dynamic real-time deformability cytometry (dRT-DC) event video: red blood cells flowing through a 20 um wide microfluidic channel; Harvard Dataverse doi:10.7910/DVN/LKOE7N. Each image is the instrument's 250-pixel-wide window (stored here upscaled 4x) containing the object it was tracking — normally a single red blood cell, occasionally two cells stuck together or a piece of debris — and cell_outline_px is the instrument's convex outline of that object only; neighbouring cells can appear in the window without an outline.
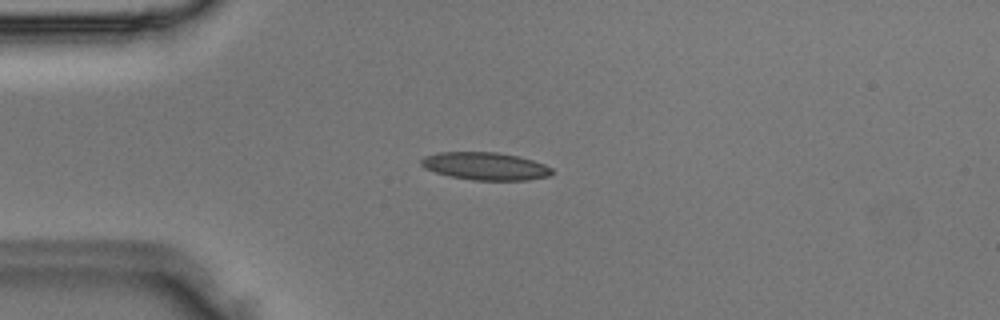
{"species": "Egyptian fruit bat (a non-hibernating species)", "species_latin": "Rousettus aegyptiacus", "temperature_condition": "room temperature", "stored_images_in_passage": 47, "camera_frame_rate_fps": 3000, "um_per_image_px": 0.085, "animal": {"sex": "male"}, "frame": {"image": 1, "passage_image": 11, "time_ms": 3.333, "image_size_px": [1000, 320], "cell_outline_px": [[552, 172], [548, 176], [528, 180], [472, 180], [448, 176], [424, 168], [420, 164], [420, 160], [424, 156], [440, 152], [496, 152], [516, 156], [532, 160], [544, 164], [552, 168]], "centroid_in_image_um": [41.21, 14.12], "position_along_channel_um": 43.8, "area_um2": 21.04}}
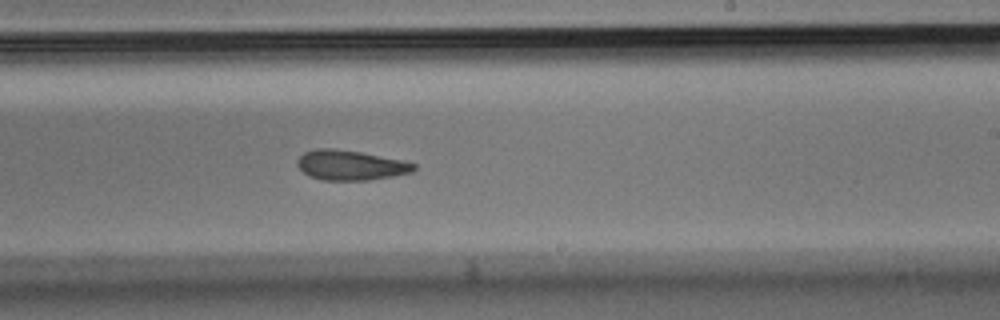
{"frame": {"image": 2, "passage_image": 28, "time_ms": 9.0, "image_size_px": [1000, 320], "cell_outline_px": [[416, 168], [412, 172], [392, 176], [368, 180], [324, 180], [308, 176], [296, 164], [296, 160], [304, 152], [316, 148], [332, 148], [360, 152], [400, 160], [416, 164]], "centroid_in_image_um": [29.75, 14.04], "position_along_channel_um": 259.2, "area_um2": 20.17}}
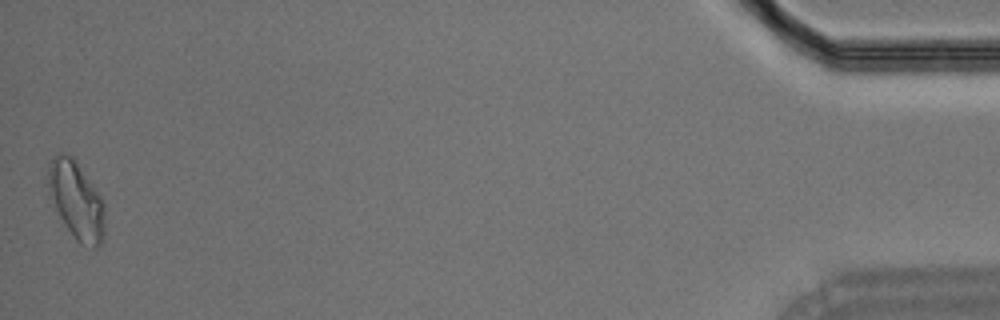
{"frame": {"image": 3, "passage_image": 47, "time_ms": 15.333, "image_size_px": [1000, 320], "cell_outline_px": [[104, 240], [100, 244], [80, 244], [76, 240], [64, 224], [48, 196], [44, 184], [48, 164], [56, 152], [60, 152], [72, 156], [76, 160], [100, 196], [104, 204]], "centroid_in_image_um": [6.4, 16.95], "position_along_channel_um": 428.8, "area_um2": 26.01}}